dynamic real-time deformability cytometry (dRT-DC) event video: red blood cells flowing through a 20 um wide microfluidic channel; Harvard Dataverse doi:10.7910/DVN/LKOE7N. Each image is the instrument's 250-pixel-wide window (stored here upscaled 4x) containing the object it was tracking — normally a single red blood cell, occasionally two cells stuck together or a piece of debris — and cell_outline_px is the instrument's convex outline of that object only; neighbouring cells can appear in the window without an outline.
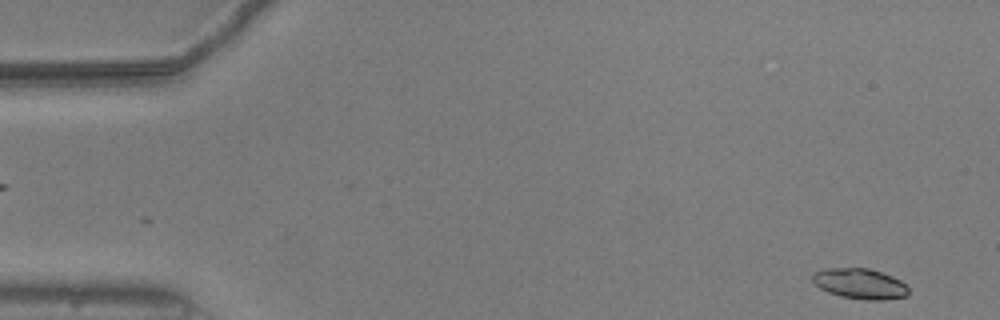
{"species": "common noctule bat (a hibernating species)", "species_latin": "Nyctalus noctula", "temperature_condition": "warm", "stored_images_in_passage": 55, "camera_frame_rate_fps": 3000, "um_per_image_px": 0.085, "animal": {"sex": "male", "body_mass_g": 20.5, "forearm_length_mm": 52.5}, "frame": {"image": 1, "passage_image": 3, "time_ms": 0.667, "image_size_px": [1000, 320], "cell_outline_px": [[908, 296], [884, 300], [868, 300], [840, 296], [828, 292], [820, 288], [812, 280], [812, 272], [828, 268], [868, 268], [892, 276], [900, 280], [908, 288]], "centroid_in_image_um": [73.09, 24.11], "position_along_channel_um": 11.9, "area_um2": 16.99}}
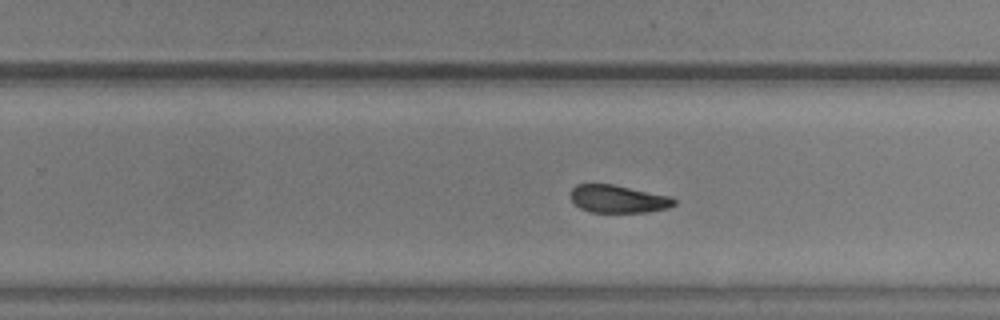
{"frame": {"image": 2, "passage_image": 34, "time_ms": 11.0, "image_size_px": [1000, 320], "cell_outline_px": [[676, 204], [668, 208], [648, 212], [592, 212], [580, 208], [572, 200], [572, 188], [576, 184], [612, 184], [672, 196], [676, 200]], "centroid_in_image_um": [52.59, 16.91], "position_along_channel_um": 277.2, "area_um2": 16.7}}
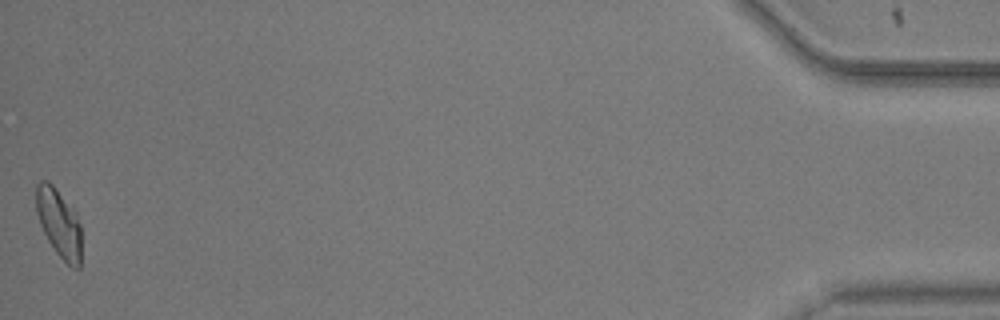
{"frame": {"image": 3, "passage_image": 54, "time_ms": 17.667, "image_size_px": [1000, 320], "cell_outline_px": [[80, 268], [72, 268], [56, 252], [48, 240], [40, 224], [36, 212], [36, 184], [40, 180], [48, 180], [76, 208], [80, 224]], "centroid_in_image_um": [5.02, 18.9], "position_along_channel_um": 430.2, "area_um2": 18.32}}